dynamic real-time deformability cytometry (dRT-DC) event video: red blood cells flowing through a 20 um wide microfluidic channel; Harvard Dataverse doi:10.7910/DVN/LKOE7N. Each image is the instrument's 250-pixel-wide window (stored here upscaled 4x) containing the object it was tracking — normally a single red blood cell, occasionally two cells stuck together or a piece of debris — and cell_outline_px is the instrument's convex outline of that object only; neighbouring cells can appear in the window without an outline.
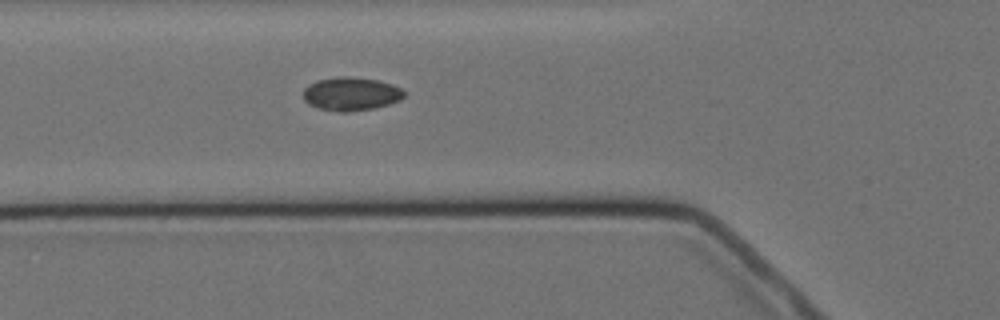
{"species": "Egyptian fruit bat (a non-hibernating species)", "species_latin": "Rousettus aegyptiacus", "temperature_condition": "cold", "stored_images_in_passage": 7, "camera_frame_rate_fps": 3000, "um_per_image_px": 0.085, "animal": {"sex": "female"}, "frame": {"image": 1, "passage_image": 7, "time_ms": 7.0, "image_size_px": [1000, 320], "cell_outline_px": [[404, 96], [400, 100], [388, 104], [372, 108], [348, 112], [340, 112], [320, 108], [308, 104], [304, 100], [304, 88], [320, 80], [336, 76], [348, 76], [376, 80], [392, 84], [400, 88], [404, 92]], "centroid_in_image_um": [29.84, 7.98], "position_along_channel_um": 96.0, "area_um2": 19.36}}